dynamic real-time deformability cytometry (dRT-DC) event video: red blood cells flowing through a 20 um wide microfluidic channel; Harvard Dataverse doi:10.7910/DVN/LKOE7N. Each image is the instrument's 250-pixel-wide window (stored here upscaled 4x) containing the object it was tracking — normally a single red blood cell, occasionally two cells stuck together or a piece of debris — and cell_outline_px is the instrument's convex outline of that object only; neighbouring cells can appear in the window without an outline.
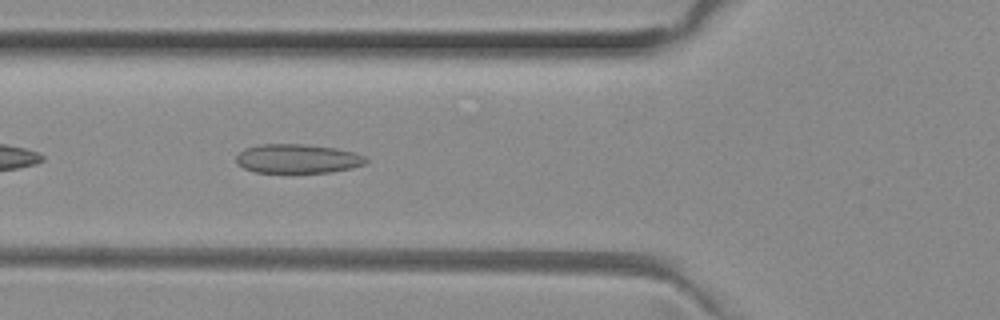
{"species": "common noctule bat (a hibernating species)", "species_latin": "Nyctalus noctula", "temperature_condition": "room temperature", "stored_images_in_passage": 38, "camera_frame_rate_fps": 3000, "um_per_image_px": 0.085, "animal": {"sex": "female", "body_mass_g": 29.2, "forearm_length_mm": 56.3}, "frame": {"image": 1, "passage_image": 5, "time_ms": 1.333, "image_size_px": [1000, 320], "cell_outline_px": [[368, 160], [364, 164], [352, 168], [328, 172], [256, 172], [244, 168], [236, 164], [236, 156], [244, 148], [260, 144], [300, 144], [336, 148], [356, 152], [368, 156]], "centroid_in_image_um": [25.31, 13.48], "position_along_channel_um": 100.5, "area_um2": 22.08}}
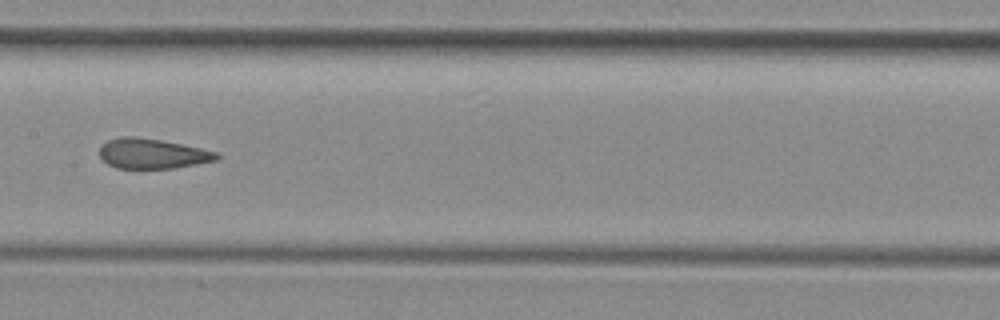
{"frame": {"image": 2, "passage_image": 12, "time_ms": 3.667, "image_size_px": [1000, 320], "cell_outline_px": [[220, 156], [216, 160], [172, 168], [116, 168], [108, 164], [100, 156], [100, 144], [108, 140], [124, 136], [132, 136], [160, 140], [220, 152]], "centroid_in_image_um": [12.93, 13.05], "position_along_channel_um": 194.5, "area_um2": 20.29}}
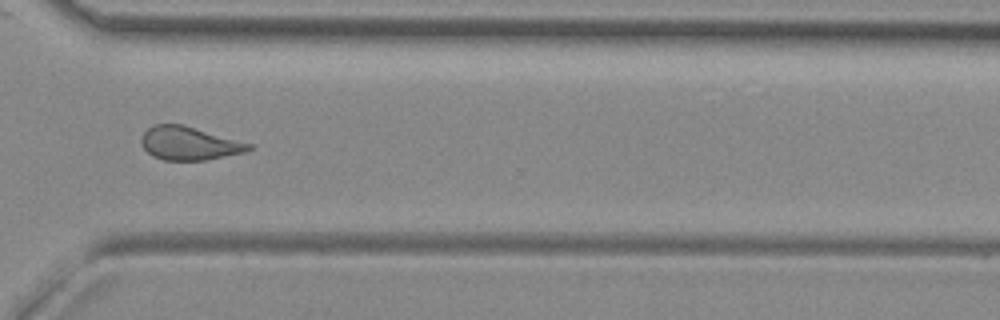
{"frame": {"image": 3, "passage_image": 24, "time_ms": 7.667, "image_size_px": [1000, 320], "cell_outline_px": [[252, 148], [248, 152], [204, 160], [164, 160], [152, 156], [140, 144], [140, 136], [152, 124], [184, 124], [252, 144]], "centroid_in_image_um": [16.06, 12.18], "position_along_channel_um": 354.5, "area_um2": 21.1}, "authors_computed_cell_mechanics": {"area_um2": 21.2993, "velocity_mm_per_s": 4.0022, "shape_relaxation_time_tau1_ms": null, "shape_relaxation_time_tau2_ms": 1.4358, "deformation_change_tau1": null, "deformation_change_tau2": 0.102}}